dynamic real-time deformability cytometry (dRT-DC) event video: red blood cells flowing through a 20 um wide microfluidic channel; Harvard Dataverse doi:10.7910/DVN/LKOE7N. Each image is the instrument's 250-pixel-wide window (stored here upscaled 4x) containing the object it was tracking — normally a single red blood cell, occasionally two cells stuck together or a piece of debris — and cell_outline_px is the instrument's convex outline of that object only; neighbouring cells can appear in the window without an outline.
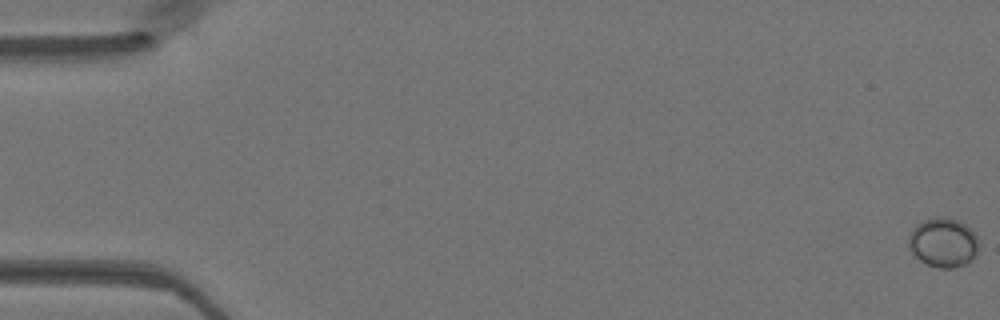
{"species": "Egyptian fruit bat (a non-hibernating species)", "species_latin": "Rousettus aegyptiacus", "temperature_condition": "warm", "stored_images_in_passage": 50, "camera_frame_rate_fps": 3000, "um_per_image_px": 0.085, "animal": {"sex": "female"}, "frame": {"image": 1, "passage_image": 1, "time_ms": 0.0, "image_size_px": [1000, 320], "cell_outline_px": [[980, 244], [976, 252], [964, 264], [956, 268], [940, 268], [928, 264], [920, 260], [908, 248], [908, 236], [912, 228], [916, 224], [924, 220], [936, 216], [944, 216], [956, 220], [964, 224], [976, 236]], "centroid_in_image_um": [80.13, 20.6], "position_along_channel_um": 4.9, "area_um2": 20.06}}
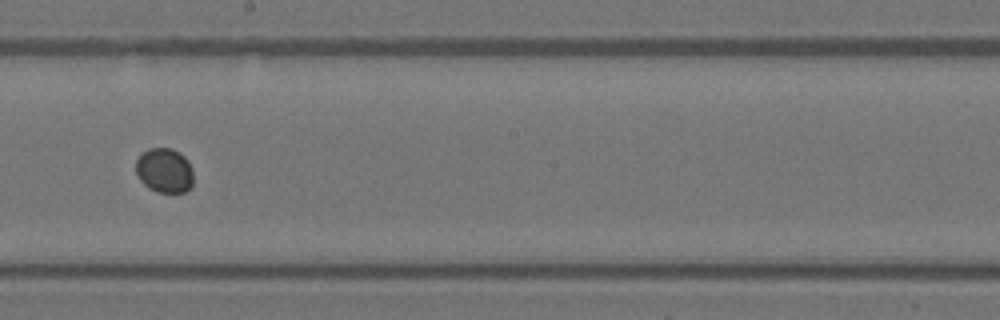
{"frame": {"image": 2, "passage_image": 29, "time_ms": 9.333, "image_size_px": [1000, 320], "cell_outline_px": [[192, 184], [184, 192], [156, 192], [148, 188], [140, 180], [136, 172], [136, 160], [148, 148], [172, 148], [180, 152], [188, 160], [192, 168]], "centroid_in_image_um": [13.98, 14.48], "position_along_channel_um": 234.2, "area_um2": 14.97}}
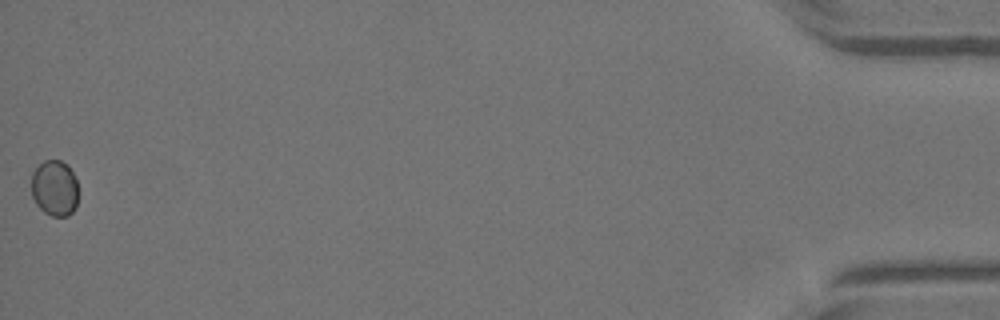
{"frame": {"image": 3, "passage_image": 50, "time_ms": 16.333, "image_size_px": [1000, 320], "cell_outline_px": [[76, 208], [68, 216], [52, 216], [44, 212], [36, 204], [32, 196], [32, 172], [44, 160], [60, 160], [68, 164], [76, 180]], "centroid_in_image_um": [4.63, 15.99], "position_along_channel_um": 430.6, "area_um2": 15.2}}